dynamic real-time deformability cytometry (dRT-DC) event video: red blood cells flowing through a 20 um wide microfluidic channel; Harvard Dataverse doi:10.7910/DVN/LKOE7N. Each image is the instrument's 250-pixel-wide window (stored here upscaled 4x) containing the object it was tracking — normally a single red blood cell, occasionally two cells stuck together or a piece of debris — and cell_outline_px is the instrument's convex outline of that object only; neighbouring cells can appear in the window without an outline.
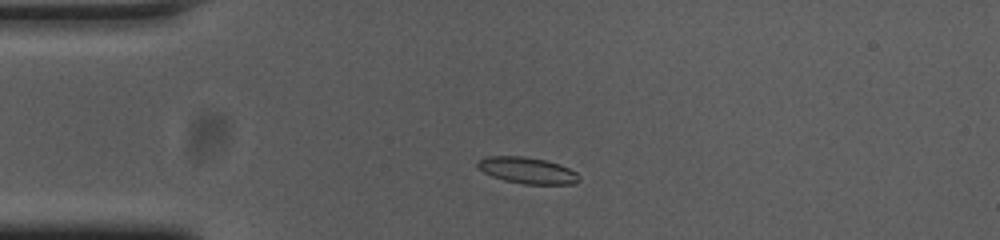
{"species": "common noctule bat (a hibernating species)", "species_latin": "Nyctalus noctula", "temperature_condition": "cold", "stored_images_in_passage": 49, "camera_frame_rate_fps": 3000, "um_per_image_px": 0.085, "animal": {"sex": "female", "body_mass_g": 23.0, "forearm_length_mm": 53.4}, "frame": {"image": 1, "passage_image": 7, "time_ms": 2.0, "image_size_px": [1000, 240], "cell_outline_px": [[580, 180], [576, 184], [524, 184], [504, 180], [492, 176], [484, 172], [476, 164], [480, 160], [488, 156], [524, 156], [548, 160], [560, 164], [576, 172], [580, 176]], "centroid_in_image_um": [44.88, 14.48], "position_along_channel_um": 40.1, "area_um2": 15.61}}
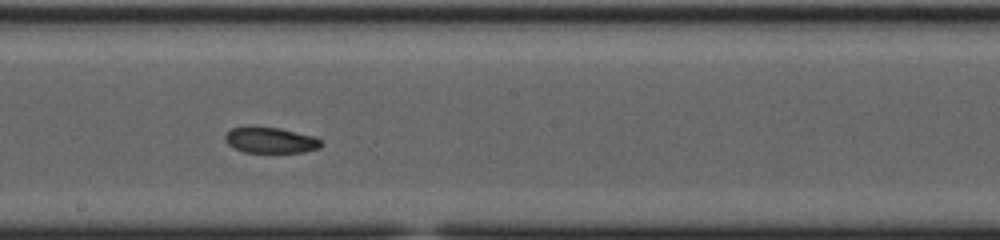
{"frame": {"image": 2, "passage_image": 24, "time_ms": 7.667, "image_size_px": [1000, 240], "cell_outline_px": [[324, 144], [320, 148], [304, 152], [244, 152], [228, 144], [224, 140], [224, 136], [232, 128], [280, 128], [312, 136], [320, 140]], "centroid_in_image_um": [23.03, 11.94], "position_along_channel_um": 225.2, "area_um2": 14.05}}
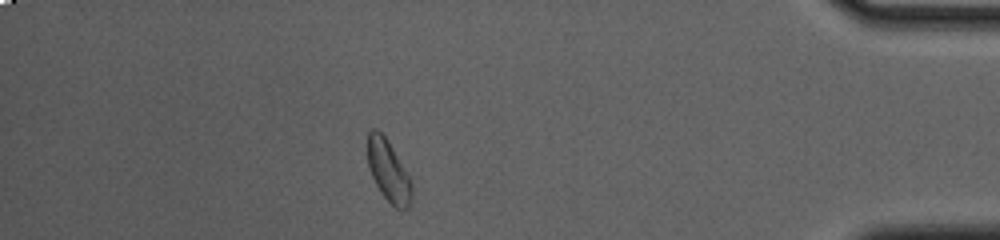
{"frame": {"image": 3, "passage_image": 42, "time_ms": 13.667, "image_size_px": [1000, 240], "cell_outline_px": [[412, 200], [408, 208], [396, 208], [380, 192], [368, 168], [368, 132], [372, 128], [376, 128], [388, 140], [408, 176], [412, 184]], "centroid_in_image_um": [33.01, 14.53], "position_along_channel_um": 402.2, "area_um2": 15.55}, "authors_computed_cell_mechanics": {"area_um2": 15.3748, "velocity_mm_per_s": 3.7213, "shape_relaxation_time_tau1_ms": null, "shape_relaxation_time_tau2_ms": 7.5981, "deformation_change_tau1": null, "deformation_change_tau2": 0.1288}}